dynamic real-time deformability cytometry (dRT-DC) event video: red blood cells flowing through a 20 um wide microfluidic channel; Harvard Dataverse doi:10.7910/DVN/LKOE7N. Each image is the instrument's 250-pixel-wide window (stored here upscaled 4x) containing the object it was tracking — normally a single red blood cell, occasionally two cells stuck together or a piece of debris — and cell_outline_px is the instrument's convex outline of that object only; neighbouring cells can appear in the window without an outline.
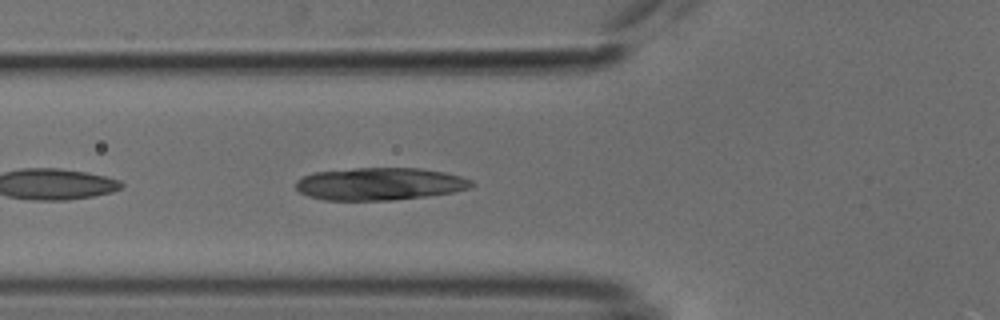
{"species": "common noctule bat (a hibernating species)", "species_latin": "Nyctalus noctula", "temperature_condition": "cold", "stored_images_in_passage": 24, "camera_frame_rate_fps": 3000, "um_per_image_px": 0.085, "animal": {"sex": "male", "body_mass_g": 18.8}, "frame": {"image": 1, "passage_image": 4, "time_ms": 1.0, "image_size_px": [1000, 320], "cell_outline_px": [[476, 184], [472, 188], [452, 192], [428, 196], [392, 200], [324, 200], [308, 196], [300, 192], [296, 188], [296, 180], [312, 172], [356, 168], [420, 168], [444, 172], [460, 176], [472, 180]], "centroid_in_image_um": [32.29, 15.63], "position_along_channel_um": 93.5, "area_um2": 33.47}}
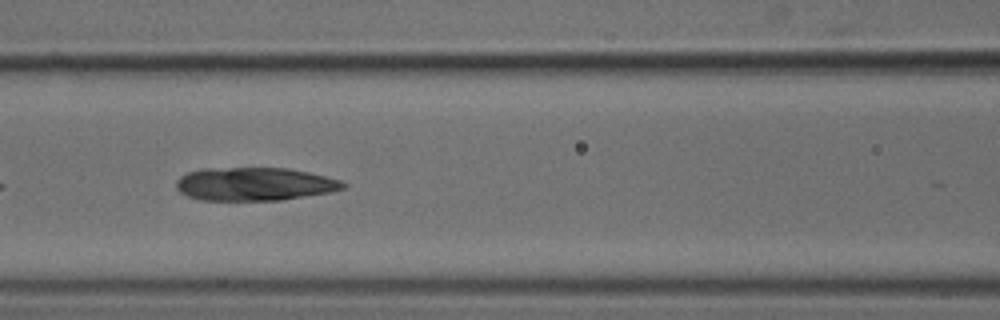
{"frame": {"image": 2, "passage_image": 8, "time_ms": 2.333, "image_size_px": [1000, 320], "cell_outline_px": [[344, 188], [328, 192], [280, 200], [200, 200], [188, 196], [180, 192], [176, 188], [176, 180], [180, 176], [188, 172], [200, 168], [288, 168], [308, 172], [340, 180], [344, 184]], "centroid_in_image_um": [21.56, 15.64], "position_along_channel_um": 145.0, "area_um2": 32.14}}
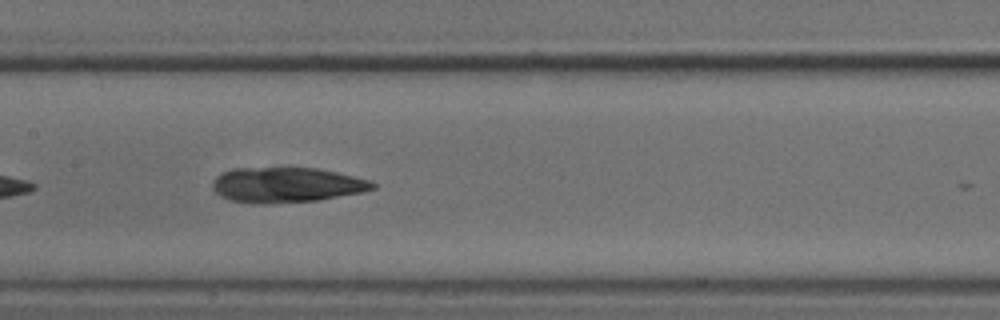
{"frame": {"image": 3, "passage_image": 11, "time_ms": 3.333, "image_size_px": [1000, 320], "cell_outline_px": [[376, 188], [364, 192], [316, 200], [268, 204], [260, 204], [228, 200], [220, 196], [212, 188], [212, 184], [216, 176], [220, 172], [232, 168], [316, 168], [336, 172], [368, 180], [376, 184]], "centroid_in_image_um": [24.31, 15.72], "position_along_channel_um": 183.1, "area_um2": 32.83}}